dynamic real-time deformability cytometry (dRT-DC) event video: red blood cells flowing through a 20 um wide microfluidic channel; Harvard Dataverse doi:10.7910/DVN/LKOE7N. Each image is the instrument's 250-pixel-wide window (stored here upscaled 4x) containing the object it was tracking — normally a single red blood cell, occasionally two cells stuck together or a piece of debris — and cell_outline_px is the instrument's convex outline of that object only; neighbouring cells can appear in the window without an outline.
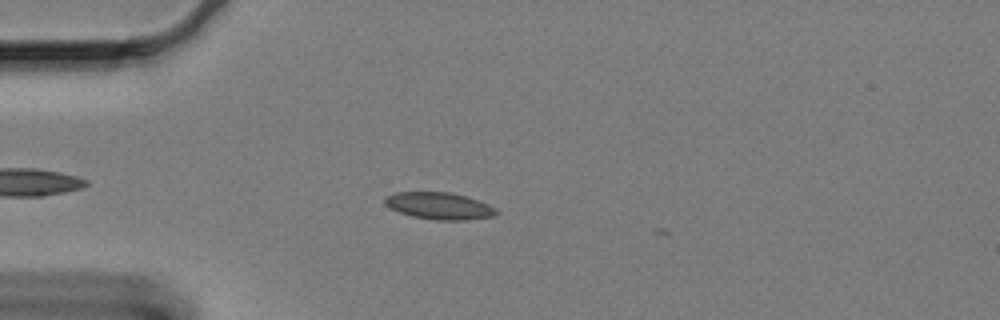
{"species": "Egyptian fruit bat (a non-hibernating species)", "species_latin": "Rousettus aegyptiacus", "temperature_condition": "cold", "stored_images_in_passage": 48, "camera_frame_rate_fps": 3000, "um_per_image_px": 0.085, "animal": {"sex": "female"}, "frame": {"image": 1, "passage_image": 10, "time_ms": 3.0, "image_size_px": [1000, 320], "cell_outline_px": [[500, 212], [496, 216], [468, 220], [436, 220], [412, 216], [388, 208], [384, 204], [384, 200], [388, 196], [396, 192], [452, 192], [488, 204], [496, 208]], "centroid_in_image_um": [37.36, 17.51], "position_along_channel_um": 47.6, "area_um2": 17.57}}
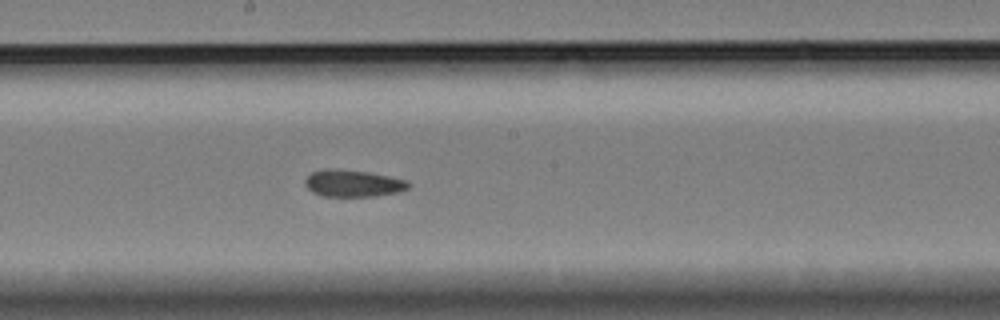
{"frame": {"image": 2, "passage_image": 27, "time_ms": 8.667, "image_size_px": [1000, 320], "cell_outline_px": [[412, 184], [408, 188], [400, 192], [376, 196], [324, 196], [312, 192], [304, 184], [304, 180], [312, 172], [324, 168], [336, 168], [368, 172], [408, 180]], "centroid_in_image_um": [30.02, 15.57], "position_along_channel_um": 218.2, "area_um2": 16.42}}
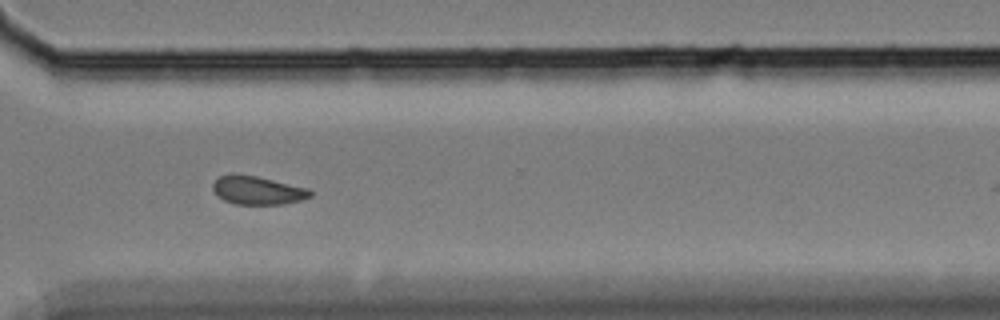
{"frame": {"image": 3, "passage_image": 39, "time_ms": 12.667, "image_size_px": [1000, 320], "cell_outline_px": [[312, 196], [300, 200], [284, 204], [236, 204], [224, 200], [216, 196], [212, 188], [212, 184], [220, 176], [256, 176], [308, 188], [312, 192]], "centroid_in_image_um": [21.91, 16.21], "position_along_channel_um": 348.7, "area_um2": 15.72}, "authors_computed_cell_mechanics": {"area_um2": 16.6464, "velocity_mm_per_s": 3.2662, "shape_relaxation_time_tau1_ms": null, "shape_relaxation_time_tau2_ms": 2.9695, "deformation_change_tau1": null, "deformation_change_tau2": 0.0815}}